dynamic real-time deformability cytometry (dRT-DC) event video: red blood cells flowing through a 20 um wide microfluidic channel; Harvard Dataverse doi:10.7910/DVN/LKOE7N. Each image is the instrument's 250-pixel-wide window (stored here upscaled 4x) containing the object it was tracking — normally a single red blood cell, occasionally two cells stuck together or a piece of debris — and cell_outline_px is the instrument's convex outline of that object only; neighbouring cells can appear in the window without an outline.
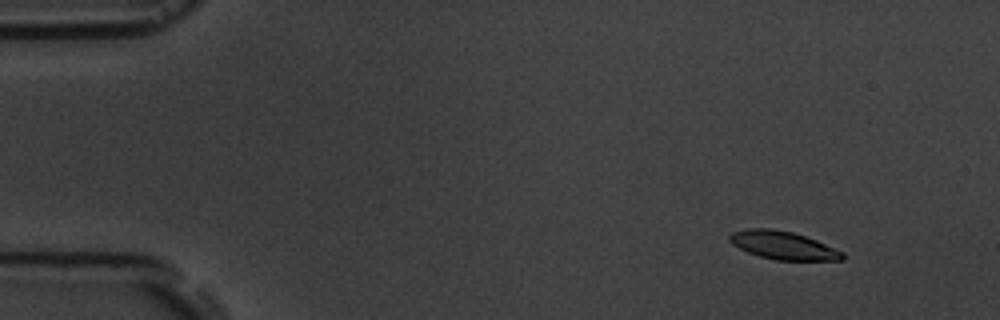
{"species": "common noctule bat (a hibernating species)", "species_latin": "Nyctalus noctula", "temperature_condition": "room temperature", "stored_images_in_passage": 3, "camera_frame_rate_fps": 3000, "um_per_image_px": 0.085, "animal": {"sex": "male", "body_mass_g": 19.5, "forearm_length_mm": 54.6}, "frame": {"image": 1, "passage_image": 1, "time_ms": 0.0, "image_size_px": [1000, 320], "cell_outline_px": [[844, 260], [776, 260], [760, 256], [748, 252], [732, 244], [728, 240], [728, 236], [732, 232], [752, 228], [768, 228], [792, 232], [816, 240], [844, 252]], "centroid_in_image_um": [66.56, 20.85], "position_along_channel_um": 18.4, "area_um2": 18.32}}